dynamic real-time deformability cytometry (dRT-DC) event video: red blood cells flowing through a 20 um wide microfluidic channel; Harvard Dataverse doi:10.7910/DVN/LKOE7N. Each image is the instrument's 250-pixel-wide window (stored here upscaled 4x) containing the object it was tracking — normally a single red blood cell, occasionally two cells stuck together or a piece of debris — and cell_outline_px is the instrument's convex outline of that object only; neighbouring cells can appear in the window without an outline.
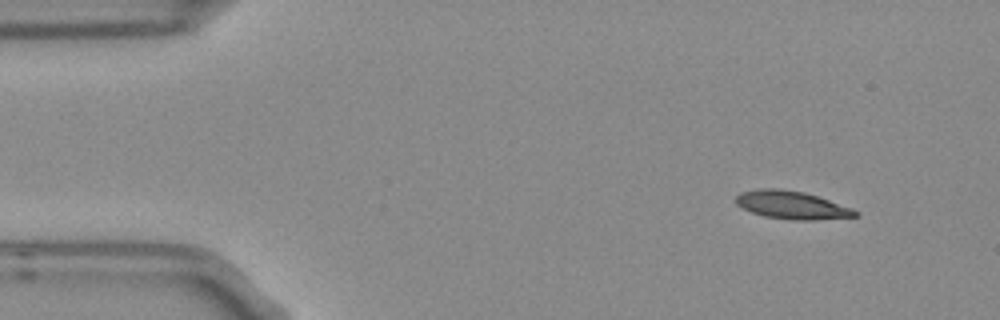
{"species": "Egyptian fruit bat (a non-hibernating species)", "species_latin": "Rousettus aegyptiacus", "temperature_condition": "room temperature", "stored_images_in_passage": 4, "camera_frame_rate_fps": 3000, "um_per_image_px": 0.085, "frame": {"image": 1, "passage_image": 1, "time_ms": 0.0, "image_size_px": [1000, 320], "cell_outline_px": [[860, 216], [812, 220], [796, 220], [764, 216], [752, 212], [736, 204], [736, 196], [740, 192], [756, 188], [780, 188], [804, 192], [852, 208], [860, 212]], "centroid_in_image_um": [67.3, 17.42], "position_along_channel_um": 17.7, "area_um2": 19.42}}
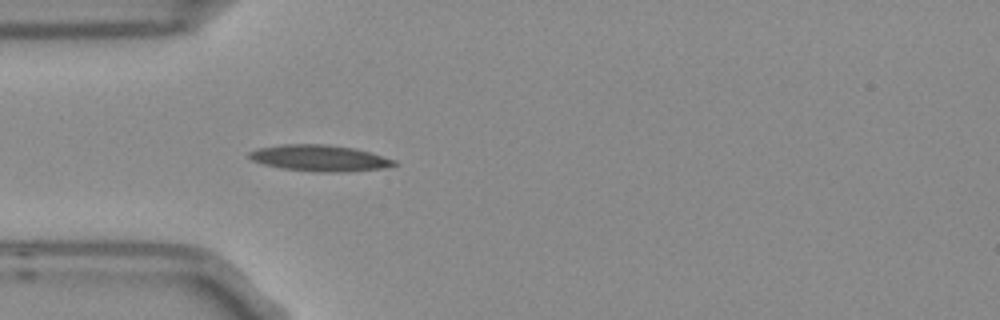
{"frame": {"image": 2, "passage_image": 4, "time_ms": 1.0, "image_size_px": [1000, 320], "cell_outline_px": [[396, 164], [384, 168], [344, 172], [312, 172], [280, 168], [264, 164], [252, 160], [248, 156], [248, 152], [260, 148], [284, 144], [324, 144], [356, 148], [396, 160]], "centroid_in_image_um": [27.17, 13.44], "position_along_channel_um": 57.8, "area_um2": 22.2}}